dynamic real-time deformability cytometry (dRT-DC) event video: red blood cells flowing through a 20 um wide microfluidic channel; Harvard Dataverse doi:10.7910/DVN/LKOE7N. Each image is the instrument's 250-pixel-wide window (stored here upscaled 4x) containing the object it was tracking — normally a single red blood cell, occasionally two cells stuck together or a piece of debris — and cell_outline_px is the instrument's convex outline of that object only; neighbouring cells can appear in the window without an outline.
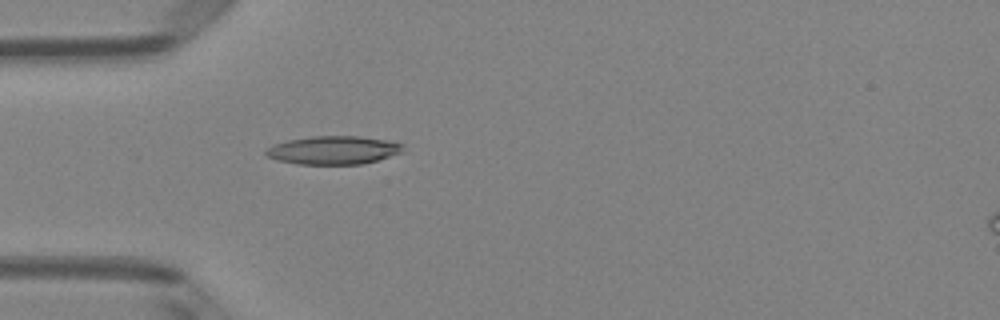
{"species": "Egyptian fruit bat (a non-hibernating species)", "species_latin": "Rousettus aegyptiacus", "temperature_condition": "room temperature", "stored_images_in_passage": 5, "camera_frame_rate_fps": 3000, "um_per_image_px": 0.085, "animal": {"sex": "female"}, "frame": {"image": 1, "passage_image": 5, "time_ms": 1.333, "image_size_px": [1000, 320], "cell_outline_px": [[404, 152], [376, 160], [360, 164], [300, 164], [276, 160], [268, 156], [264, 152], [268, 148], [276, 144], [288, 140], [312, 136], [360, 136], [388, 140], [404, 144]], "centroid_in_image_um": [28.38, 12.76], "position_along_channel_um": 56.6, "area_um2": 22.54}}